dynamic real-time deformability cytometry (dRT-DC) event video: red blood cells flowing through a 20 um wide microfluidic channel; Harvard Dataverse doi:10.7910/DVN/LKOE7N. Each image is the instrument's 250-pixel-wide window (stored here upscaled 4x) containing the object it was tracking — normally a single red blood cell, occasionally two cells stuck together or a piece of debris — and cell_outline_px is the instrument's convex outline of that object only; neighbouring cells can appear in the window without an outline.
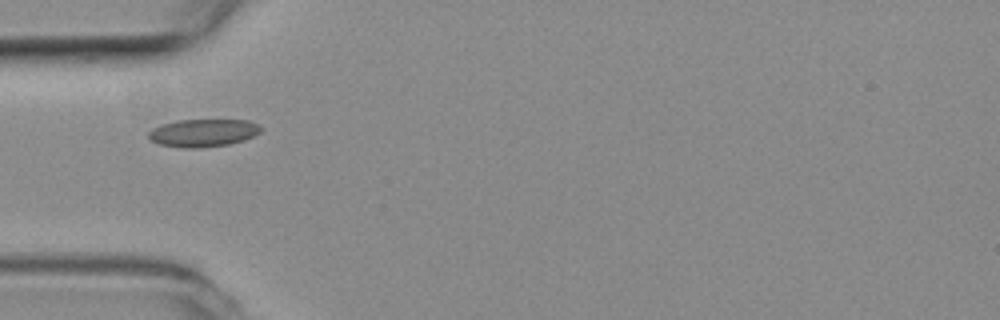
{"species": "common noctule bat (a hibernating species)", "species_latin": "Nyctalus noctula", "temperature_condition": "room temperature", "stored_images_in_passage": 5, "camera_frame_rate_fps": 3000, "um_per_image_px": 0.085, "animal": {"sex": "female", "body_mass_g": 19.3, "forearm_length_mm": 54.1}, "frame": {"image": 1, "passage_image": 1, "time_ms": 0.0, "image_size_px": [1000, 320], "cell_outline_px": [[264, 128], [260, 132], [244, 140], [228, 144], [200, 148], [180, 148], [156, 144], [148, 136], [148, 132], [152, 128], [176, 120], [248, 120], [260, 124]], "centroid_in_image_um": [17.27, 11.3], "position_along_channel_um": 67.7, "area_um2": 18.32}}
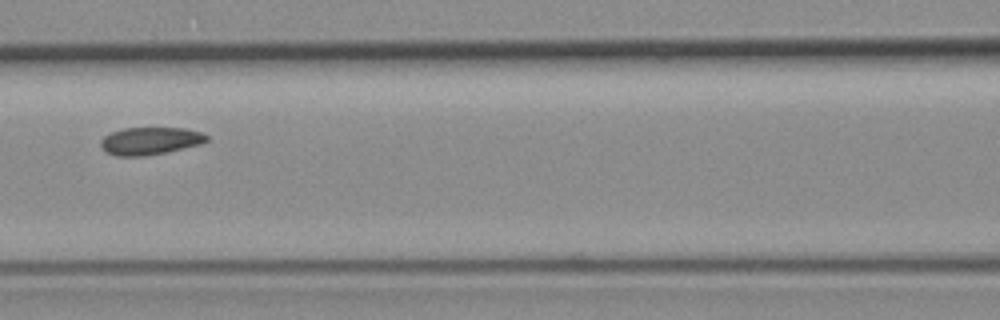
{"frame": {"image": 2, "passage_image": 3, "time_ms": 0.667, "image_size_px": [1000, 320], "cell_outline_px": [[208, 140], [200, 144], [168, 152], [144, 156], [116, 156], [108, 152], [100, 144], [100, 140], [104, 136], [112, 132], [124, 128], [184, 128], [204, 132], [208, 136]], "centroid_in_image_um": [12.8, 11.97], "position_along_channel_um": 153.8, "area_um2": 16.99}}
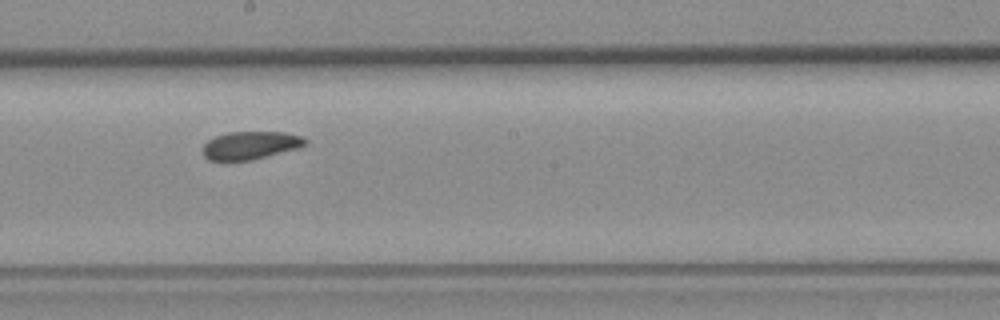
{"frame": {"image": 3, "passage_image": 5, "time_ms": 1.333, "image_size_px": [1000, 320], "cell_outline_px": [[308, 144], [300, 148], [252, 160], [208, 160], [204, 156], [204, 144], [208, 140], [216, 136], [228, 132], [284, 132], [300, 136], [308, 140]], "centroid_in_image_um": [21.33, 12.35], "position_along_channel_um": 226.9, "area_um2": 16.7}}